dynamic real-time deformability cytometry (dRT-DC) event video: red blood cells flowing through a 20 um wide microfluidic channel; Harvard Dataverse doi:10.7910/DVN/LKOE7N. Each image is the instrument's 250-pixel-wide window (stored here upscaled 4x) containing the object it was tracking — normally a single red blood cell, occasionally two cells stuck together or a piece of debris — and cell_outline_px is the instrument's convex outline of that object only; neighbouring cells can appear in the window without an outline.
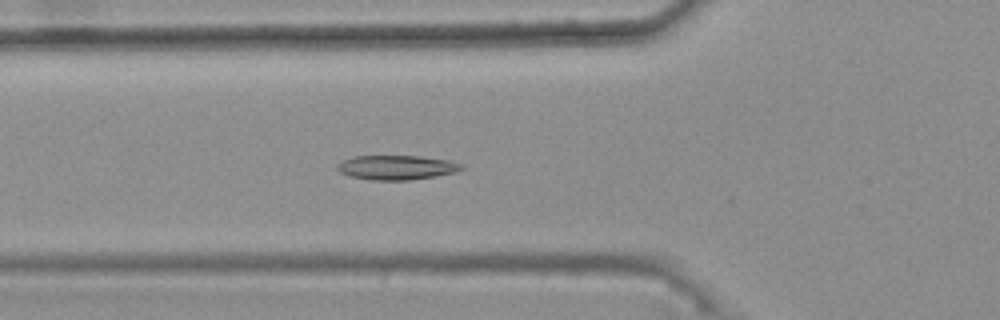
{"species": "common noctule bat (a hibernating species)", "species_latin": "Nyctalus noctula", "temperature_condition": "warm", "stored_images_in_passage": 21, "camera_frame_rate_fps": 3000, "um_per_image_px": 0.085, "animal": {"sex": "female", "body_mass_g": 25.1}, "frame": {"image": 1, "passage_image": 7, "time_ms": 2.0, "image_size_px": [1000, 320], "cell_outline_px": [[464, 168], [452, 172], [436, 176], [408, 180], [372, 180], [348, 176], [340, 172], [336, 168], [336, 164], [352, 156], [420, 156], [448, 160], [460, 164]], "centroid_in_image_um": [33.64, 14.23], "position_along_channel_um": 92.2, "area_um2": 17.57}}
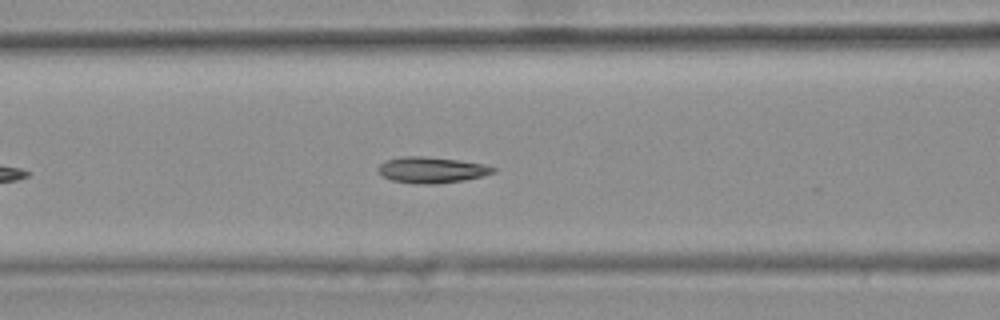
{"frame": {"image": 2, "passage_image": 10, "time_ms": 3.0, "image_size_px": [1000, 320], "cell_outline_px": [[496, 172], [484, 176], [464, 180], [436, 184], [424, 184], [392, 180], [384, 176], [376, 168], [380, 164], [388, 160], [404, 156], [424, 156], [460, 160], [484, 164], [496, 168]], "centroid_in_image_um": [36.74, 14.44], "position_along_channel_um": 129.9, "area_um2": 17.34}}